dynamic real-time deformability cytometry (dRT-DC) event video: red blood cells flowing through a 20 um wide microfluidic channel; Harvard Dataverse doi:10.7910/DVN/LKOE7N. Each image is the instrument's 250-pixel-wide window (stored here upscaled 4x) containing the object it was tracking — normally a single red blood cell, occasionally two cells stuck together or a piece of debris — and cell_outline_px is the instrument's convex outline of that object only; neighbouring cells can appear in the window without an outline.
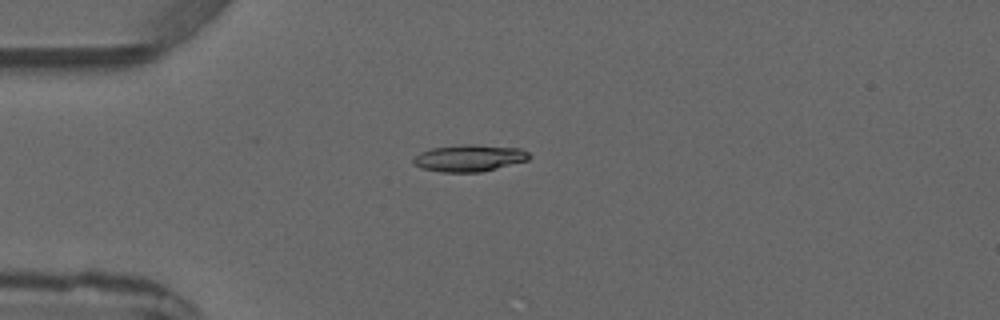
{"species": "common noctule bat (a hibernating species)", "species_latin": "Nyctalus noctula", "temperature_condition": "warm", "stored_images_in_passage": 1, "camera_frame_rate_fps": 3000, "um_per_image_px": 0.085, "animal": {"sex": "male", "forearm_length_mm": 52.5}, "frame": {"image": 1, "passage_image": 1, "time_ms": 0.0, "image_size_px": [1000, 320], "cell_outline_px": [[532, 156], [528, 160], [480, 172], [440, 172], [420, 168], [412, 164], [412, 160], [420, 152], [432, 148], [464, 144], [476, 144], [520, 148], [528, 152]], "centroid_in_image_um": [39.87, 13.43], "position_along_channel_um": 45.1, "area_um2": 18.21}}